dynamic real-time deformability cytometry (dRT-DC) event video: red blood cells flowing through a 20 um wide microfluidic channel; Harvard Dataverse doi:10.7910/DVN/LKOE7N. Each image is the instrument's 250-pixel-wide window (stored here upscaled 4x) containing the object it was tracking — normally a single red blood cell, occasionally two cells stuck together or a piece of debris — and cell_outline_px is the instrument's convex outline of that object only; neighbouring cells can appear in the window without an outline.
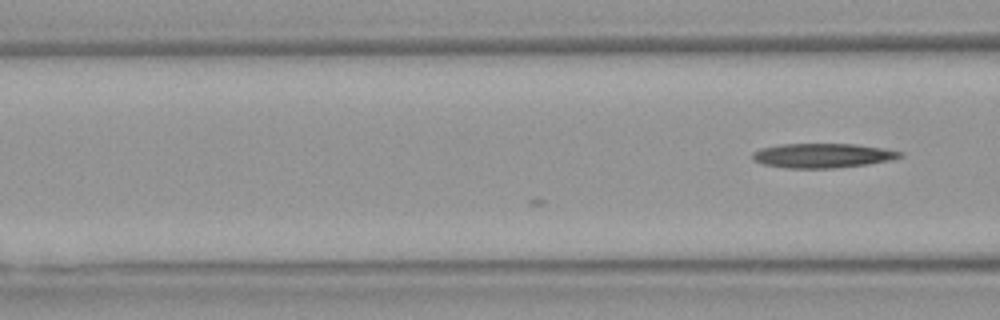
{"species": "Egyptian fruit bat (a non-hibernating species)", "species_latin": "Rousettus aegyptiacus", "temperature_condition": "warm", "stored_images_in_passage": 5, "camera_frame_rate_fps": 3000, "um_per_image_px": 0.085, "animal": {"sex": "female"}, "frame": {"image": 1, "passage_image": 5, "time_ms": 1.333, "image_size_px": [1000, 320], "cell_outline_px": [[904, 156], [888, 160], [868, 164], [832, 168], [788, 168], [764, 164], [752, 160], [752, 152], [760, 148], [780, 144], [856, 144], [884, 148], [904, 152]], "centroid_in_image_um": [69.91, 13.21], "position_along_channel_um": 96.7, "area_um2": 21.04}}